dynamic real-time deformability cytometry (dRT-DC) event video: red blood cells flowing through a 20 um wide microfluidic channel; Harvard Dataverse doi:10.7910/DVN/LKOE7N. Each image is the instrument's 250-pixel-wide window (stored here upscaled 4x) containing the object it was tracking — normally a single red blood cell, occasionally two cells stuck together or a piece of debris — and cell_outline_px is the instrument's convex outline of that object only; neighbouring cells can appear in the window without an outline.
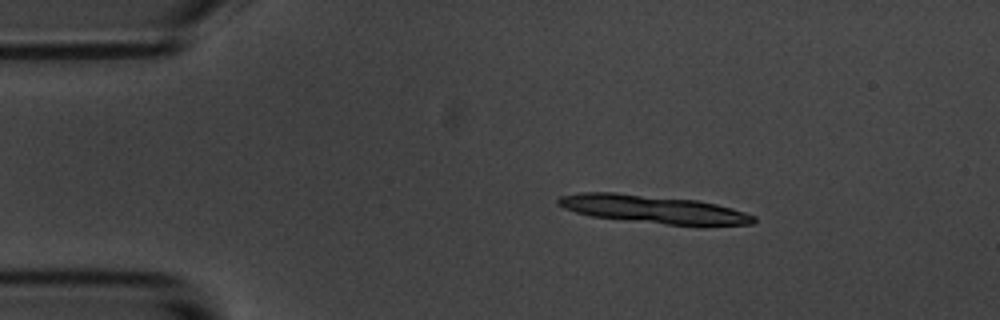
{"species": "common noctule bat (a hibernating species)", "species_latin": "Nyctalus noctula", "temperature_condition": "room temperature", "stored_images_in_passage": 5, "camera_frame_rate_fps": 3000, "um_per_image_px": 0.085, "animal": {"sex": "male", "body_mass_g": 20.1, "forearm_length_mm": 53.5}, "frame": {"image": 1, "passage_image": 3, "time_ms": 2.333, "image_size_px": [1000, 320], "cell_outline_px": [[756, 220], [752, 224], [668, 224], [628, 220], [592, 216], [576, 212], [564, 208], [556, 204], [556, 200], [560, 196], [580, 192], [612, 192], [696, 200], [716, 204], [732, 208], [756, 216]], "centroid_in_image_um": [55.46, 17.76], "position_along_channel_um": 29.5, "area_um2": 31.21}}